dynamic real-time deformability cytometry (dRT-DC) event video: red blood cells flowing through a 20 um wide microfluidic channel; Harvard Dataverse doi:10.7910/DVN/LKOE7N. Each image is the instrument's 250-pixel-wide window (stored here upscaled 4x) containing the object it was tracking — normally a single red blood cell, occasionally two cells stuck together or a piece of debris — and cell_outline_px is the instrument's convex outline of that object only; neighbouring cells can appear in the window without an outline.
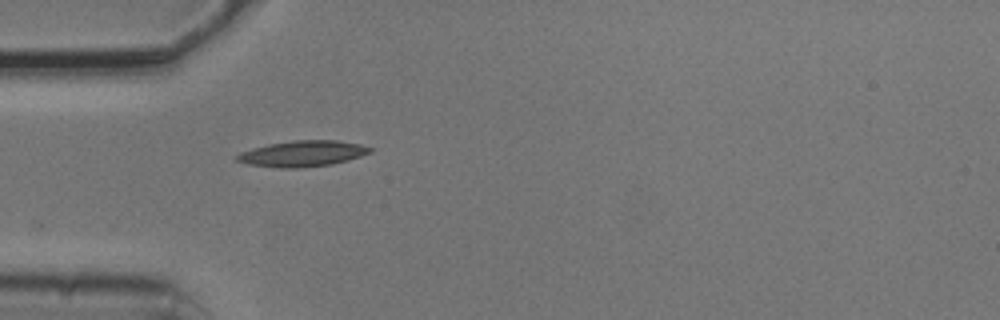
{"species": "common noctule bat (a hibernating species)", "species_latin": "Nyctalus noctula", "temperature_condition": "cold", "stored_images_in_passage": 1, "camera_frame_rate_fps": 3000, "um_per_image_px": 0.085, "animal": {"sex": "male", "body_mass_g": 20.5, "forearm_length_mm": 52.5}, "frame": {"image": 1, "passage_image": 1, "time_ms": 0.0, "image_size_px": [1000, 320], "cell_outline_px": [[376, 148], [372, 152], [360, 156], [332, 164], [296, 168], [280, 168], [248, 164], [236, 160], [236, 156], [240, 152], [252, 148], [268, 144], [292, 140], [336, 140], [360, 144]], "centroid_in_image_um": [25.73, 13.05], "position_along_channel_um": 59.3, "area_um2": 20.11}}